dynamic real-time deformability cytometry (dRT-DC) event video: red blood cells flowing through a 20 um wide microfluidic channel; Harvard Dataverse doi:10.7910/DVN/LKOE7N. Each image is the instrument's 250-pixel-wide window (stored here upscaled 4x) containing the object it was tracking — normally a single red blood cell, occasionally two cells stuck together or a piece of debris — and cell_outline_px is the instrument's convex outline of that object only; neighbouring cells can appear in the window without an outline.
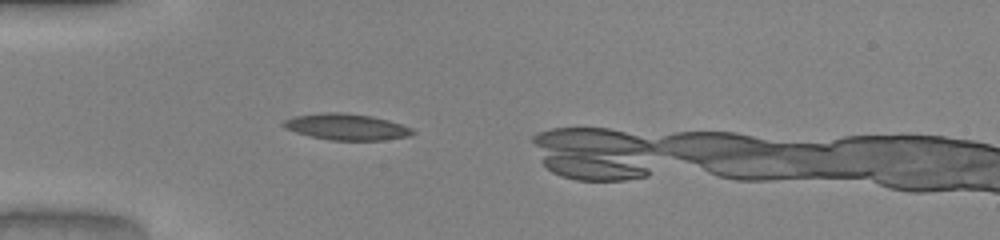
{"species": "common noctule bat (a hibernating species)", "species_latin": "Nyctalus noctula", "temperature_condition": "warm", "stored_images_in_passage": 10, "camera_frame_rate_fps": 3000, "um_per_image_px": 0.085, "animal": {"sex": "male", "body_mass_g": 20.0, "forearm_length_mm": 53.3}, "frame": {"image": 1, "passage_image": 6, "time_ms": 1.667, "image_size_px": [1000, 240], "cell_outline_px": [[416, 132], [408, 136], [384, 140], [332, 140], [312, 136], [296, 132], [284, 128], [280, 124], [284, 120], [296, 116], [324, 112], [344, 112], [372, 116], [388, 120], [412, 128]], "centroid_in_image_um": [29.45, 10.77], "position_along_channel_um": 55.6, "area_um2": 19.65}}